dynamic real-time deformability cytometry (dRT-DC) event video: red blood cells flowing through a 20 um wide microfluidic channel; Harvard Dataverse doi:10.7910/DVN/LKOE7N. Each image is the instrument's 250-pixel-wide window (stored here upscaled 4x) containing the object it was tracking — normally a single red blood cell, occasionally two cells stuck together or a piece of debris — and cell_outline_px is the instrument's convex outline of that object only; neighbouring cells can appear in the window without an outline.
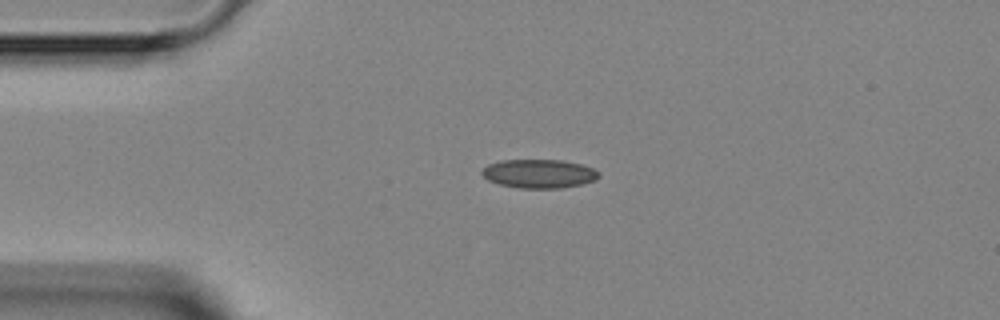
{"species": "Egyptian fruit bat (a non-hibernating species)", "species_latin": "Rousettus aegyptiacus", "temperature_condition": "room temperature", "stored_images_in_passage": 5, "camera_frame_rate_fps": 3000, "um_per_image_px": 0.085, "animal": {"sex": "female"}, "frame": {"image": 1, "passage_image": 3, "time_ms": 3.0, "image_size_px": [1000, 320], "cell_outline_px": [[600, 176], [596, 180], [580, 184], [560, 188], [520, 188], [500, 184], [488, 180], [480, 172], [488, 164], [500, 160], [560, 160], [580, 164], [592, 168], [600, 172]], "centroid_in_image_um": [45.82, 14.76], "position_along_channel_um": 39.2, "area_um2": 19.48}}
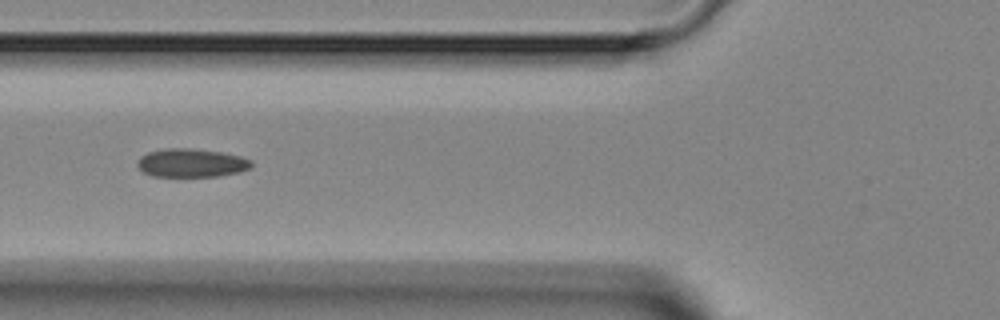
{"frame": {"image": 2, "passage_image": 5, "time_ms": 5.333, "image_size_px": [1000, 320], "cell_outline_px": [[252, 168], [240, 172], [220, 176], [152, 176], [144, 172], [136, 164], [140, 156], [148, 152], [164, 148], [188, 148], [220, 152], [240, 156], [252, 160]], "centroid_in_image_um": [16.28, 13.85], "position_along_channel_um": 109.5, "area_um2": 18.96}}